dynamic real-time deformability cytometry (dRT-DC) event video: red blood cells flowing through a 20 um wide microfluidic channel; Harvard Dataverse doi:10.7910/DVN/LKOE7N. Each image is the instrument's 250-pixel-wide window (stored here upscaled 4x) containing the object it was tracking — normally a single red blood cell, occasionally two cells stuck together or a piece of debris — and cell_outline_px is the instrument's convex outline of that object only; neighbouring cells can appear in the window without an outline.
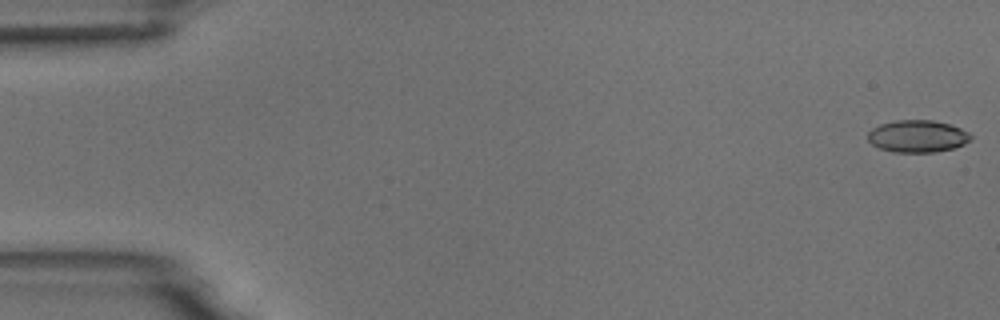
{"species": "common noctule bat (a hibernating species)", "species_latin": "Nyctalus noctula", "temperature_condition": "room temperature", "stored_images_in_passage": 5, "camera_frame_rate_fps": 3000, "um_per_image_px": 0.085, "animal": {"sex": "male", "body_mass_g": 18.8}, "frame": {"image": 1, "passage_image": 1, "time_ms": 0.0, "image_size_px": [1000, 320], "cell_outline_px": [[972, 140], [964, 144], [952, 148], [936, 152], [896, 152], [880, 148], [872, 144], [868, 140], [868, 132], [872, 128], [880, 124], [896, 120], [932, 120], [948, 124], [960, 128], [968, 132], [972, 136]], "centroid_in_image_um": [77.99, 11.58], "position_along_channel_um": 7.0, "area_um2": 19.25}}
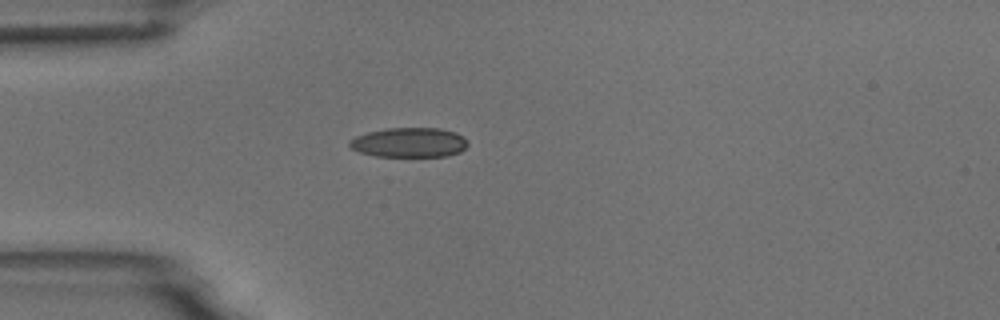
{"frame": {"image": 2, "passage_image": 5, "time_ms": 4.667, "image_size_px": [1000, 320], "cell_outline_px": [[468, 144], [460, 152], [448, 156], [376, 156], [360, 152], [352, 148], [348, 144], [348, 140], [356, 136], [368, 132], [388, 128], [440, 128], [456, 132], [464, 136], [468, 140]], "centroid_in_image_um": [34.81, 12.1], "position_along_channel_um": 50.2, "area_um2": 20.52}}